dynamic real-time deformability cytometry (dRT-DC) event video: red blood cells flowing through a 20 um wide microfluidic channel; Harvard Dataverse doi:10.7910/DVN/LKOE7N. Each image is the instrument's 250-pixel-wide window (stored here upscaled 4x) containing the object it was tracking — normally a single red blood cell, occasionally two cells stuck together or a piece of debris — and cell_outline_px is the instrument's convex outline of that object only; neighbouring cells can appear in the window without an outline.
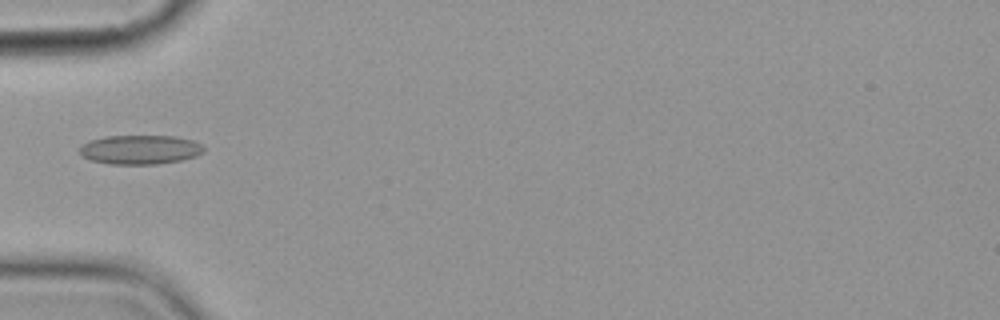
{"species": "common noctule bat (a hibernating species)", "species_latin": "Nyctalus noctula", "temperature_condition": "cold", "stored_images_in_passage": 6, "camera_frame_rate_fps": 3000, "um_per_image_px": 0.085, "animal": {"sex": "female", "body_mass_g": 19.9}, "frame": {"image": 1, "passage_image": 6, "time_ms": 5.667, "image_size_px": [1000, 320], "cell_outline_px": [[204, 152], [196, 156], [180, 160], [156, 164], [108, 164], [92, 160], [80, 156], [80, 148], [88, 140], [104, 136], [176, 136], [192, 140], [200, 144], [204, 148]], "centroid_in_image_um": [11.89, 12.71], "position_along_channel_um": 73.1, "area_um2": 21.15}}